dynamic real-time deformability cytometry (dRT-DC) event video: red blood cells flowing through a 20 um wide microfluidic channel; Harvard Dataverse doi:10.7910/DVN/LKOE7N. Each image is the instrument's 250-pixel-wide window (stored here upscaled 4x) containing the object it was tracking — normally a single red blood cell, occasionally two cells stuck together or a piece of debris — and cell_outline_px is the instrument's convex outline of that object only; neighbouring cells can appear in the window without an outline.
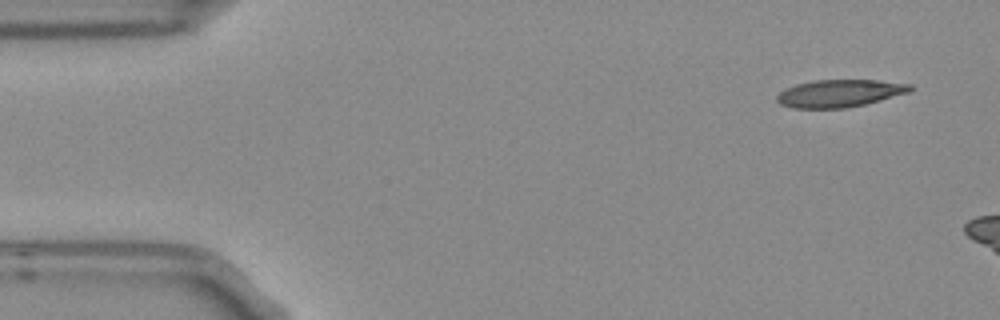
{"species": "Egyptian fruit bat (a non-hibernating species)", "species_latin": "Rousettus aegyptiacus", "temperature_condition": "room temperature", "stored_images_in_passage": 5, "camera_frame_rate_fps": 3000, "um_per_image_px": 0.085, "frame": {"image": 1, "passage_image": 1, "time_ms": 0.0, "image_size_px": [1000, 320], "cell_outline_px": [[912, 88], [908, 92], [880, 100], [864, 104], [844, 108], [792, 108], [780, 104], [776, 100], [776, 96], [780, 92], [796, 84], [816, 80], [876, 80], [912, 84]], "centroid_in_image_um": [71.34, 7.93], "position_along_channel_um": 13.7, "area_um2": 21.1}}
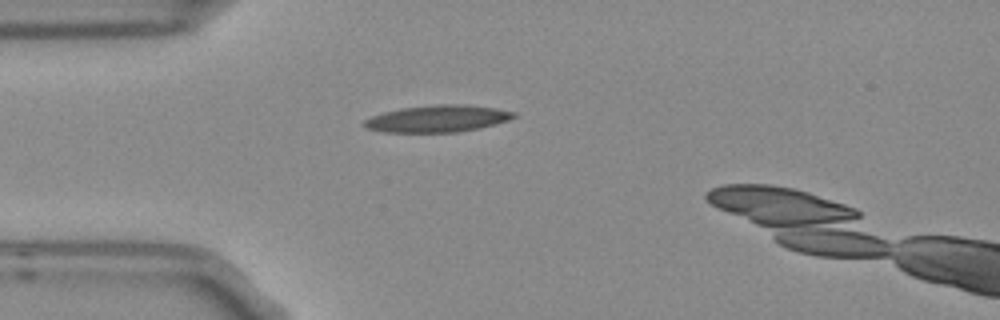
{"frame": {"image": 2, "passage_image": 4, "time_ms": 1.0, "image_size_px": [1000, 320], "cell_outline_px": [[516, 116], [508, 120], [496, 124], [456, 132], [380, 132], [368, 128], [364, 124], [364, 120], [372, 116], [384, 112], [400, 108], [436, 104], [468, 104], [496, 108], [516, 112]], "centroid_in_image_um": [37.21, 10.07], "position_along_channel_um": 47.8, "area_um2": 23.41}}